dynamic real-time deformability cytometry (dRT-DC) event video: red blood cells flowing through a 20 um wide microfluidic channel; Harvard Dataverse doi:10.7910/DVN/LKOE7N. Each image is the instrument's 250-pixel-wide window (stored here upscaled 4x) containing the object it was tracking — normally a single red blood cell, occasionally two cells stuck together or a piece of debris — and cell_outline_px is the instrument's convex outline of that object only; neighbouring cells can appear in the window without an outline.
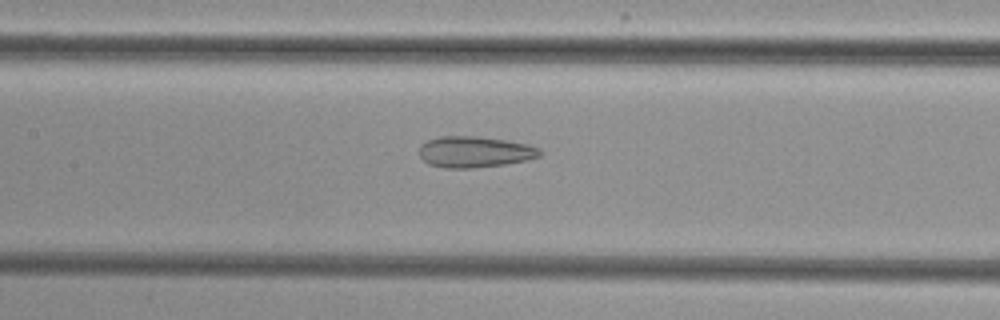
{"species": "common noctule bat (a hibernating species)", "species_latin": "Nyctalus noctula", "temperature_condition": "cold", "stored_images_in_passage": 48, "camera_frame_rate_fps": 3000, "um_per_image_px": 0.085, "animal": {"sex": "female", "body_mass_g": 29.2, "forearm_length_mm": 56.3}, "frame": {"image": 1, "passage_image": 25, "time_ms": 8.0, "image_size_px": [1000, 320], "cell_outline_px": [[540, 156], [528, 160], [504, 164], [472, 168], [444, 168], [428, 164], [420, 156], [420, 144], [428, 140], [440, 136], [480, 136], [528, 144], [540, 148]], "centroid_in_image_um": [40.34, 12.91], "position_along_channel_um": 167.1, "area_um2": 21.91}}
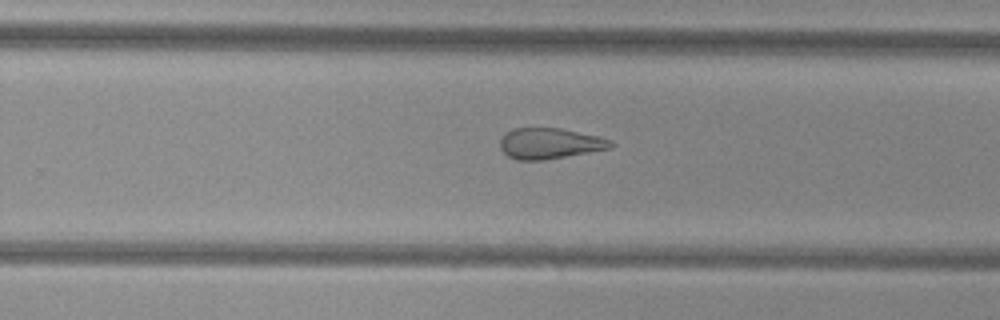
{"frame": {"image": 2, "passage_image": 34, "time_ms": 11.0, "image_size_px": [1000, 320], "cell_outline_px": [[616, 144], [612, 148], [544, 160], [516, 160], [508, 156], [500, 148], [500, 140], [512, 128], [560, 128], [600, 136], [612, 140]], "centroid_in_image_um": [46.77, 12.19], "position_along_channel_um": 283.0, "area_um2": 19.94}}
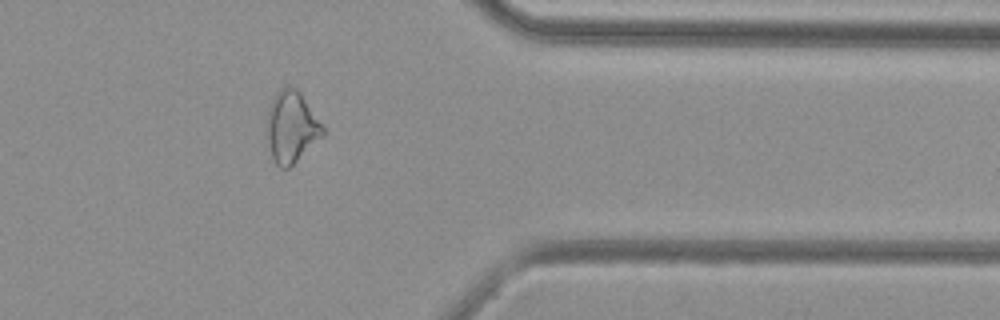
{"frame": {"image": 3, "passage_image": 43, "time_ms": 14.0, "image_size_px": [1000, 320], "cell_outline_px": [[324, 132], [288, 168], [280, 168], [276, 164], [272, 156], [268, 144], [268, 108], [276, 92], [280, 88], [288, 84], [296, 88], [300, 92], [324, 124]], "centroid_in_image_um": [24.77, 10.72], "position_along_channel_um": 386.6, "area_um2": 22.83}}